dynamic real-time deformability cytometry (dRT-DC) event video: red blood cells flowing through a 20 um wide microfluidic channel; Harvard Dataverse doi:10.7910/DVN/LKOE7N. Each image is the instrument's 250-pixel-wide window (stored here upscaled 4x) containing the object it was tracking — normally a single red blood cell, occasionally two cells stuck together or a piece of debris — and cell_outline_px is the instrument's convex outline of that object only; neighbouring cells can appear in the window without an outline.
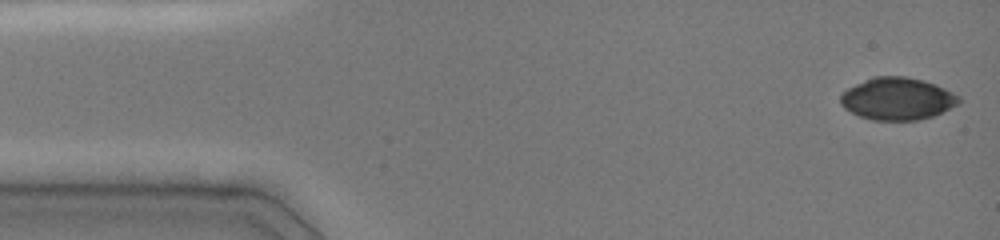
{"species": "common noctule bat (a hibernating species)", "species_latin": "Nyctalus noctula", "temperature_condition": "cold", "stored_images_in_passage": 46, "camera_frame_rate_fps": 3000, "um_per_image_px": 0.085, "animal": {"sex": "female", "body_mass_g": 19.0, "forearm_length_mm": 51.5}, "frame": {"image": 1, "passage_image": 1, "time_ms": 0.0, "image_size_px": [1000, 240], "cell_outline_px": [[960, 104], [932, 116], [916, 120], [872, 120], [860, 116], [844, 108], [840, 104], [840, 96], [848, 88], [872, 76], [904, 76], [924, 80], [936, 84], [960, 96]], "centroid_in_image_um": [76.29, 8.38], "position_along_channel_um": 8.7, "area_um2": 29.19}}
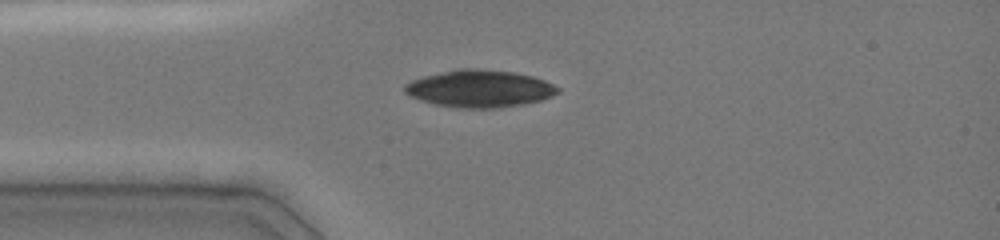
{"frame": {"image": 2, "passage_image": 11, "time_ms": 3.333, "image_size_px": [1000, 240], "cell_outline_px": [[560, 92], [552, 96], [540, 100], [524, 104], [500, 108], [456, 108], [436, 104], [420, 100], [404, 92], [404, 84], [412, 80], [424, 76], [456, 68], [476, 68], [512, 72], [532, 76], [544, 80], [560, 88]], "centroid_in_image_um": [40.77, 7.53], "position_along_channel_um": 44.2, "area_um2": 33.29}}
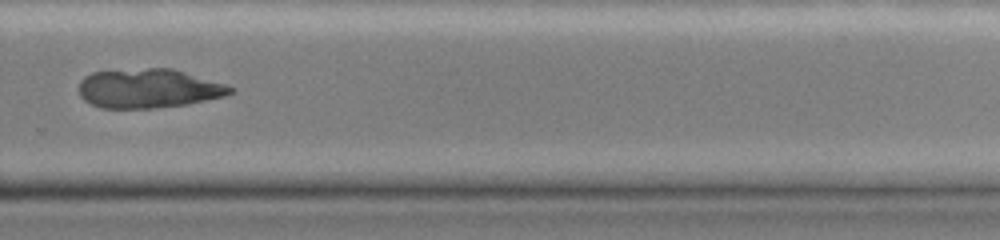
{"frame": {"image": 3, "passage_image": 32, "time_ms": 10.333, "image_size_px": [1000, 240], "cell_outline_px": [[236, 92], [224, 96], [184, 104], [152, 108], [100, 108], [84, 100], [80, 96], [80, 80], [84, 76], [92, 72], [148, 68], [172, 68], [224, 84], [236, 88]], "centroid_in_image_um": [12.61, 7.51], "position_along_channel_um": 317.2, "area_um2": 34.33}}